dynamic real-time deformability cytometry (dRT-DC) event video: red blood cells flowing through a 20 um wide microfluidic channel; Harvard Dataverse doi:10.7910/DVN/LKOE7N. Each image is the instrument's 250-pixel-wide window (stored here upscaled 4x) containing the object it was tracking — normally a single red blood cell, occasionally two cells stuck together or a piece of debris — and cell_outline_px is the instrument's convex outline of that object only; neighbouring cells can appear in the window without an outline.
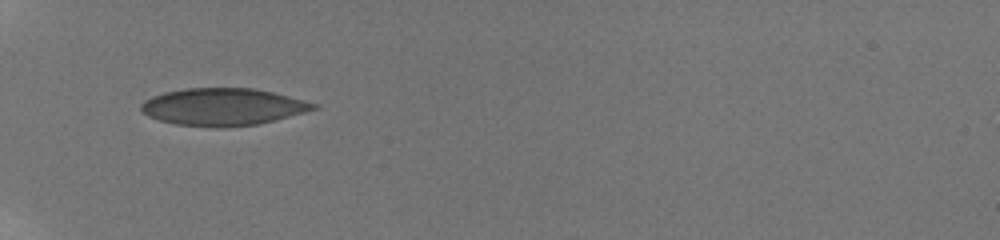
{"species": "human", "species_latin": "Homo sapiens", "temperature_condition": "room temperature", "stored_images_in_passage": 11, "camera_frame_rate_fps": 3000, "um_per_image_px": 0.085, "donor": {"sex": "male"}, "frame": {"image": 1, "passage_image": 1, "time_ms": 0.0, "image_size_px": [1000, 240], "cell_outline_px": [[320, 108], [256, 124], [224, 128], [212, 128], [176, 124], [160, 120], [148, 116], [140, 108], [140, 104], [144, 100], [152, 96], [164, 92], [184, 88], [252, 88], [272, 92], [320, 104]], "centroid_in_image_um": [18.93, 9.08], "position_along_channel_um": 66.1, "area_um2": 37.45}}
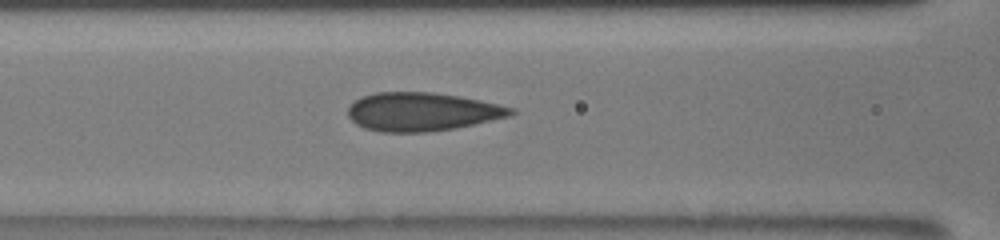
{"frame": {"image": 2, "passage_image": 4, "time_ms": 2.0, "image_size_px": [1000, 240], "cell_outline_px": [[516, 112], [512, 116], [456, 128], [424, 132], [380, 132], [364, 128], [356, 124], [348, 116], [348, 108], [360, 96], [376, 92], [432, 92], [460, 96], [480, 100], [516, 108]], "centroid_in_image_um": [35.9, 9.5], "position_along_channel_um": 130.7, "area_um2": 36.76}}
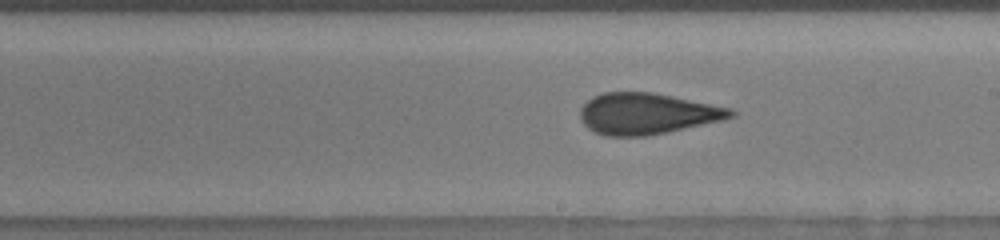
{"frame": {"image": 3, "passage_image": 10, "time_ms": 4.667, "image_size_px": [1000, 240], "cell_outline_px": [[736, 116], [724, 120], [668, 132], [648, 136], [604, 136], [588, 128], [580, 120], [580, 108], [592, 96], [604, 92], [652, 92], [732, 108], [736, 112]], "centroid_in_image_um": [55.01, 9.66], "position_along_channel_um": 234.0, "area_um2": 36.36}}